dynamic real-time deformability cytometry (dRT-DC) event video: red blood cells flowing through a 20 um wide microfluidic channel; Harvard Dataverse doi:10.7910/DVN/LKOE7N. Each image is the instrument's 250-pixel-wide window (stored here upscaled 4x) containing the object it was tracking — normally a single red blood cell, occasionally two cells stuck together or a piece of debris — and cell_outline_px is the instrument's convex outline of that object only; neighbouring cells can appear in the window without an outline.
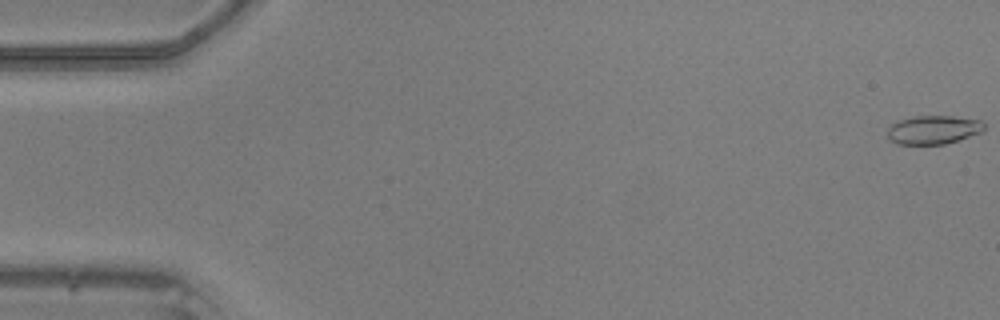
{"species": "common noctule bat (a hibernating species)", "species_latin": "Nyctalus noctula", "temperature_condition": "warm", "stored_images_in_passage": 49, "camera_frame_rate_fps": 3000, "um_per_image_px": 0.085, "animal": {"sex": "male", "body_mass_g": 20.5, "forearm_length_mm": 52.5}, "frame": {"image": 1, "passage_image": 1, "time_ms": 0.0, "image_size_px": [1000, 320], "cell_outline_px": [[984, 132], [944, 144], [896, 144], [888, 136], [888, 128], [896, 120], [912, 116], [952, 116], [980, 120], [984, 124]], "centroid_in_image_um": [79.33, 11.02], "position_along_channel_um": 5.7, "area_um2": 16.18}}
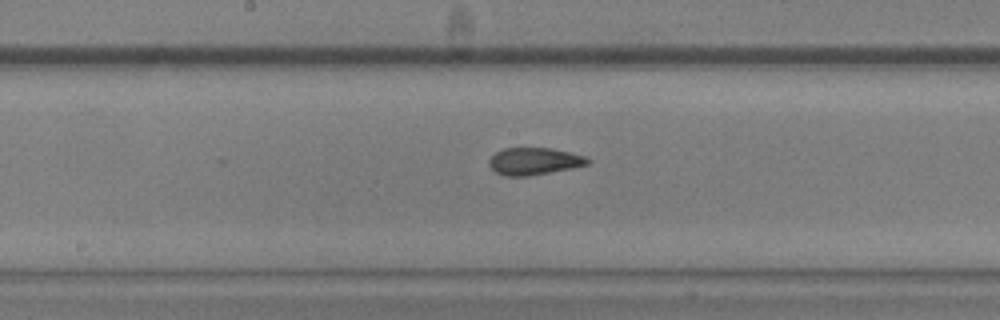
{"frame": {"image": 2, "passage_image": 26, "time_ms": 8.333, "image_size_px": [1000, 320], "cell_outline_px": [[592, 160], [588, 164], [572, 168], [528, 176], [504, 176], [496, 172], [488, 164], [488, 160], [496, 152], [504, 148], [552, 148], [572, 152], [584, 156]], "centroid_in_image_um": [45.41, 13.7], "position_along_channel_um": 202.8, "area_um2": 15.66}}
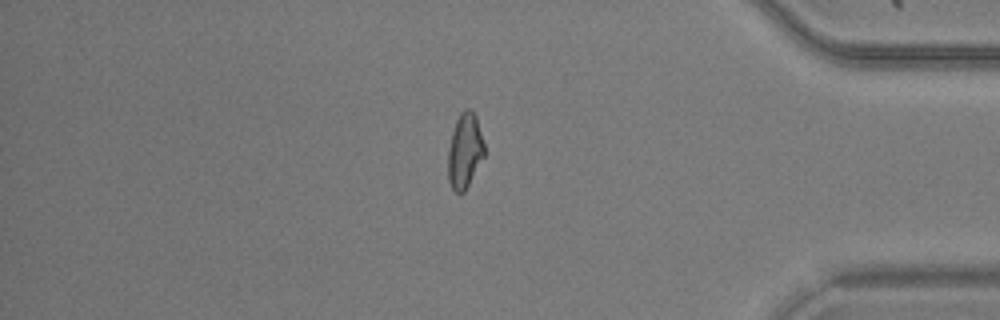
{"frame": {"image": 3, "passage_image": 42, "time_ms": 13.667, "image_size_px": [1000, 320], "cell_outline_px": [[484, 156], [464, 192], [456, 192], [452, 188], [448, 180], [448, 148], [452, 132], [456, 120], [460, 112], [464, 108], [468, 108], [476, 116], [484, 144]], "centroid_in_image_um": [39.49, 12.8], "position_along_channel_um": 395.7, "area_um2": 15.72}}